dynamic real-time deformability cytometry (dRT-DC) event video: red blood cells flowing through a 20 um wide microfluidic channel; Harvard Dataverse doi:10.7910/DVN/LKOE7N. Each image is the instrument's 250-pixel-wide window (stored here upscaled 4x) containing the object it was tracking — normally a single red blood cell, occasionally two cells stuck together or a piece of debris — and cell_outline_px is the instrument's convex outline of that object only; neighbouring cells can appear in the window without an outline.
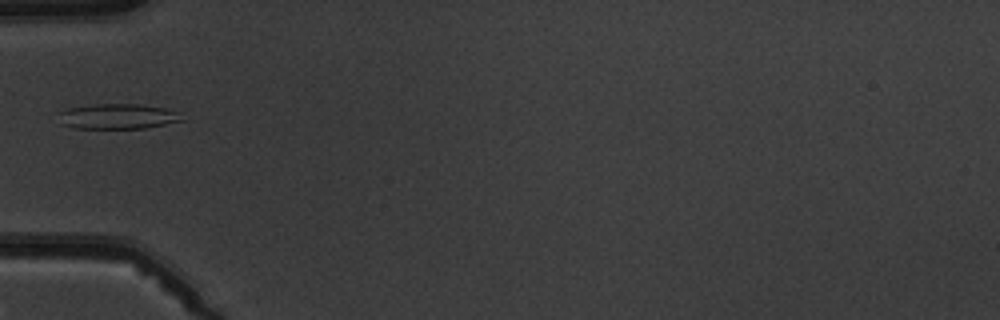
{"species": "common noctule bat (a hibernating species)", "species_latin": "Nyctalus noctula", "temperature_condition": "warm", "stored_images_in_passage": 6, "camera_frame_rate_fps": 3000, "um_per_image_px": 0.085, "animal": {"sex": "male", "body_mass_g": 19.5, "forearm_length_mm": 54.6}, "frame": {"image": 1, "passage_image": 6, "time_ms": 5.667, "image_size_px": [1000, 320], "cell_outline_px": [[184, 120], [144, 128], [72, 128], [60, 124], [56, 112], [68, 108], [92, 104], [136, 104], [164, 108], [180, 112]], "centroid_in_image_um": [9.93, 9.89], "position_along_channel_um": 75.1, "area_um2": 18.26}}